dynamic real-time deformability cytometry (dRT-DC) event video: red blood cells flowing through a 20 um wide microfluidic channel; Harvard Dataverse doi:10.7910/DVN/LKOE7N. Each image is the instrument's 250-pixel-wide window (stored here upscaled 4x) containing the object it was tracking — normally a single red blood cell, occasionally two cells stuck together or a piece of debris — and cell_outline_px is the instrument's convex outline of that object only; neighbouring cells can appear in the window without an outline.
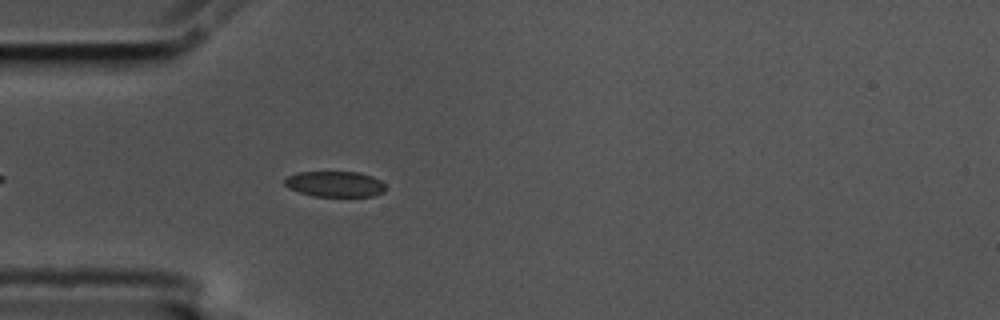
{"species": "common noctule bat (a hibernating species)", "species_latin": "Nyctalus noctula", "temperature_condition": "cold", "stored_images_in_passage": 46, "camera_frame_rate_fps": 3000, "um_per_image_px": 0.085, "animal": {"sex": "male", "body_mass_g": 17.5, "forearm_length_mm": 52.3}, "frame": {"image": 1, "passage_image": 6, "time_ms": 1.667, "image_size_px": [1000, 320], "cell_outline_px": [[388, 188], [384, 192], [372, 196], [312, 196], [288, 188], [284, 184], [284, 180], [288, 176], [300, 172], [360, 172], [372, 176], [380, 180]], "centroid_in_image_um": [28.5, 15.64], "position_along_channel_um": 56.5, "area_um2": 15.14}}
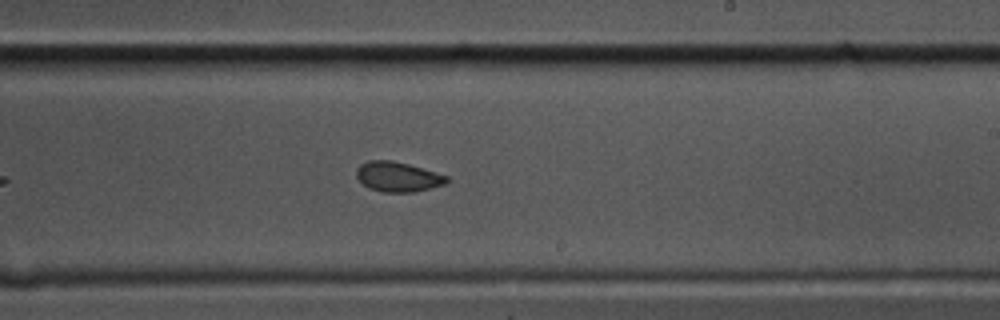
{"frame": {"image": 2, "passage_image": 23, "time_ms": 7.333, "image_size_px": [1000, 320], "cell_outline_px": [[448, 180], [444, 184], [412, 192], [384, 192], [368, 188], [356, 176], [356, 168], [360, 164], [368, 160], [392, 160], [408, 164], [436, 172], [448, 176]], "centroid_in_image_um": [33.78, 15.01], "position_along_channel_um": 255.2, "area_um2": 15.61}}
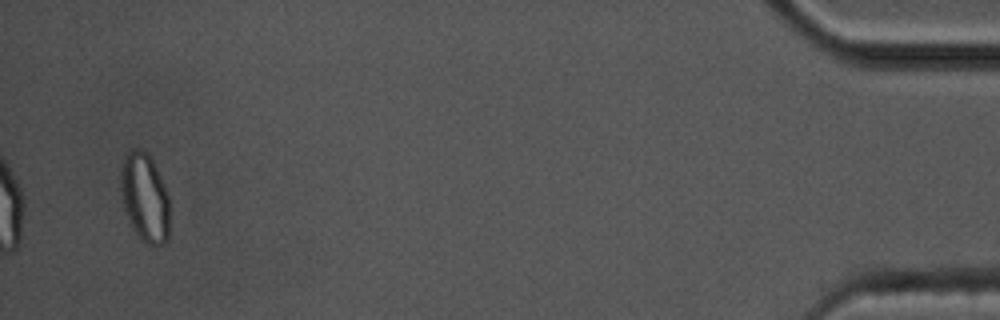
{"frame": {"image": 3, "passage_image": 44, "time_ms": 14.333, "image_size_px": [1000, 320], "cell_outline_px": [[168, 240], [164, 244], [156, 248], [152, 248], [132, 228], [124, 208], [120, 196], [120, 172], [124, 156], [132, 148], [140, 148], [152, 160], [168, 192]], "centroid_in_image_um": [12.29, 16.81], "position_along_channel_um": 422.9, "area_um2": 25.43}, "authors_computed_cell_mechanics": {"area_um2": 16.3285, "velocity_mm_per_s": 3.5812, "shape_relaxation_time_tau1_ms": null, "shape_relaxation_time_tau2_ms": 2.4547, "deformation_change_tau1": null, "deformation_change_tau2": 0.0541}}